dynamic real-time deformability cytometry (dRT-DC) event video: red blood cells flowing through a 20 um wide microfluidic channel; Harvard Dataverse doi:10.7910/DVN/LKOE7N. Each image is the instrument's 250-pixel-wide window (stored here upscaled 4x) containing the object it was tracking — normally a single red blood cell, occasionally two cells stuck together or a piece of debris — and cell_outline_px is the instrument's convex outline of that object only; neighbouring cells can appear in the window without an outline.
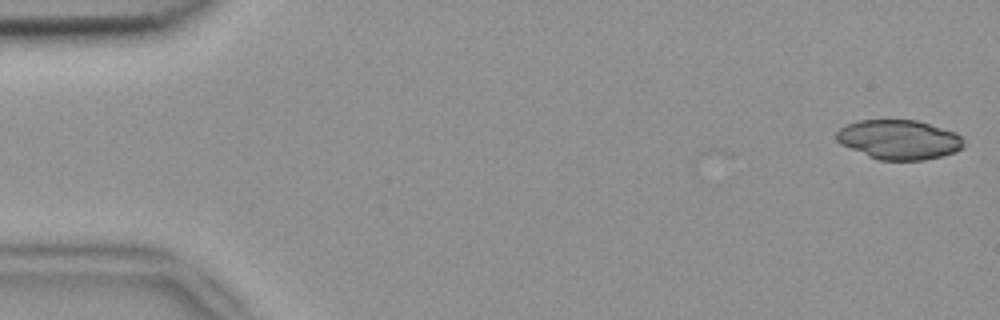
{"species": "common noctule bat (a hibernating species)", "species_latin": "Nyctalus noctula", "temperature_condition": "room temperature", "stored_images_in_passage": 2, "camera_frame_rate_fps": 3000, "um_per_image_px": 0.085, "animal": {"sex": "female", "body_mass_g": 18.4}, "frame": {"image": 1, "passage_image": 2, "time_ms": 0.333, "image_size_px": [1000, 320], "cell_outline_px": [[964, 148], [956, 152], [924, 160], [880, 160], [868, 156], [840, 144], [836, 140], [836, 132], [840, 128], [848, 124], [860, 120], [916, 120], [956, 132], [964, 140]], "centroid_in_image_um": [76.43, 11.87], "position_along_channel_um": 8.6, "area_um2": 29.3}}